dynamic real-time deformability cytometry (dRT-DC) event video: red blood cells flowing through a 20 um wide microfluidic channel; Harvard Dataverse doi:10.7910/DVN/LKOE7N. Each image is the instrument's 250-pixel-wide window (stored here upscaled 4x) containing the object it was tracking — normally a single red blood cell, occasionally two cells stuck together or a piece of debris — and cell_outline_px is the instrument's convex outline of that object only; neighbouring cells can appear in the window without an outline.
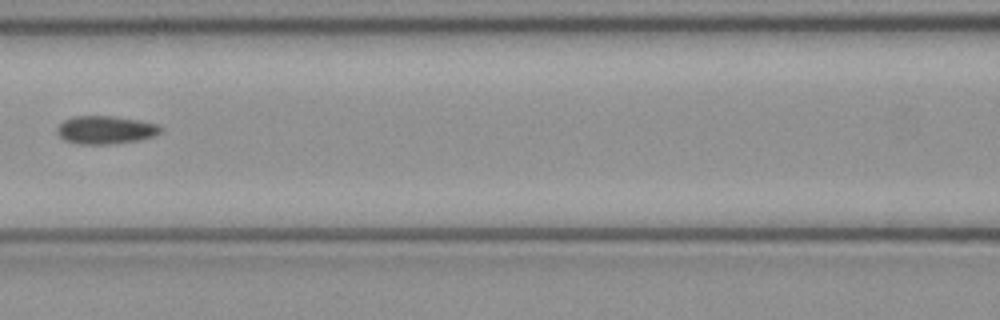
{"species": "common noctule bat (a hibernating species)", "species_latin": "Nyctalus noctula", "temperature_condition": "cold", "stored_images_in_passage": 7, "camera_frame_rate_fps": 3000, "um_per_image_px": 0.085, "animal": {"sex": "female", "body_mass_g": 21.9}, "frame": {"image": 1, "passage_image": 7, "time_ms": 2.0, "image_size_px": [1000, 320], "cell_outline_px": [[164, 128], [160, 132], [152, 136], [140, 140], [108, 144], [80, 144], [64, 140], [56, 132], [56, 128], [64, 120], [72, 116], [112, 116], [140, 120], [160, 124]], "centroid_in_image_um": [8.98, 11.03], "position_along_channel_um": 157.6, "area_um2": 17.05}}